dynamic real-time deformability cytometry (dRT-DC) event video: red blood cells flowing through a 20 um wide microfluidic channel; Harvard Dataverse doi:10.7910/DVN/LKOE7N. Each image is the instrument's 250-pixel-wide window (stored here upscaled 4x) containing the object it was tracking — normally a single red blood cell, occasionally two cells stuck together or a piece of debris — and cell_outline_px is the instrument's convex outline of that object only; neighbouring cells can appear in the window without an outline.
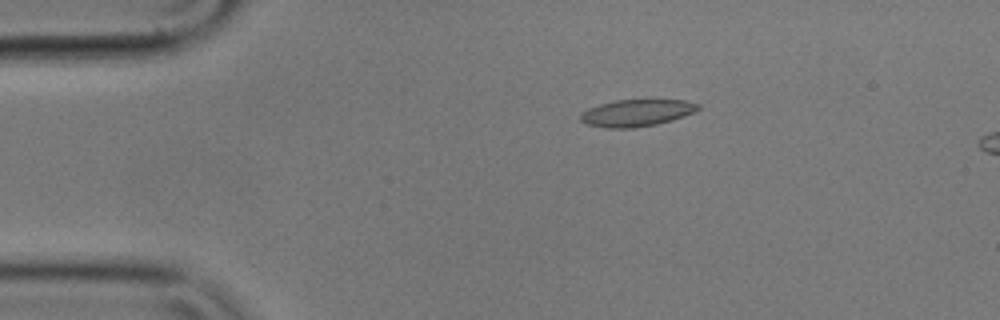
{"species": "common noctule bat (a hibernating species)", "species_latin": "Nyctalus noctula", "temperature_condition": "cold", "stored_images_in_passage": 5, "camera_frame_rate_fps": 3000, "um_per_image_px": 0.085, "animal": {"sex": "male", "body_mass_g": 17.9}, "frame": {"image": 1, "passage_image": 3, "time_ms": 0.667, "image_size_px": [1000, 320], "cell_outline_px": [[700, 108], [684, 116], [672, 120], [656, 124], [632, 128], [608, 128], [588, 124], [580, 120], [580, 112], [588, 108], [600, 104], [616, 100], [684, 100], [700, 104]], "centroid_in_image_um": [54.09, 9.59], "position_along_channel_um": 30.9, "area_um2": 18.32}}